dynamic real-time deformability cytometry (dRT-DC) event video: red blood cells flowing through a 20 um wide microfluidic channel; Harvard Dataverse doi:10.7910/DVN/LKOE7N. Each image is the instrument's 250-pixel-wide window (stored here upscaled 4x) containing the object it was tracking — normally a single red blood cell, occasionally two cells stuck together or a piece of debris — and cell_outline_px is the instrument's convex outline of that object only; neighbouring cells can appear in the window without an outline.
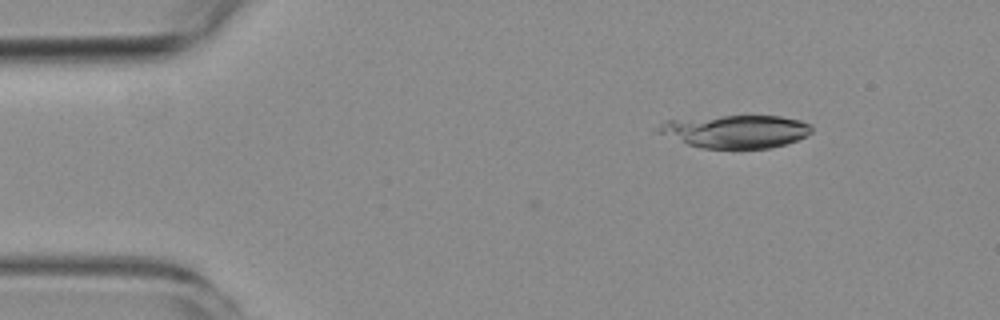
{"species": "common noctule bat (a hibernating species)", "species_latin": "Nyctalus noctula", "temperature_condition": "room temperature", "stored_images_in_passage": 2, "camera_frame_rate_fps": 3000, "um_per_image_px": 0.085, "animal": {"sex": "female", "body_mass_g": 19.3, "forearm_length_mm": 54.1}, "frame": {"image": 1, "passage_image": 2, "time_ms": 1.0, "image_size_px": [1000, 320], "cell_outline_px": [[812, 132], [808, 136], [784, 144], [768, 148], [700, 148], [688, 144], [656, 132], [660, 124], [668, 120], [724, 116], [780, 116], [800, 120], [808, 124], [812, 128]], "centroid_in_image_um": [62.55, 11.17], "position_along_channel_um": 22.5, "area_um2": 29.13}}